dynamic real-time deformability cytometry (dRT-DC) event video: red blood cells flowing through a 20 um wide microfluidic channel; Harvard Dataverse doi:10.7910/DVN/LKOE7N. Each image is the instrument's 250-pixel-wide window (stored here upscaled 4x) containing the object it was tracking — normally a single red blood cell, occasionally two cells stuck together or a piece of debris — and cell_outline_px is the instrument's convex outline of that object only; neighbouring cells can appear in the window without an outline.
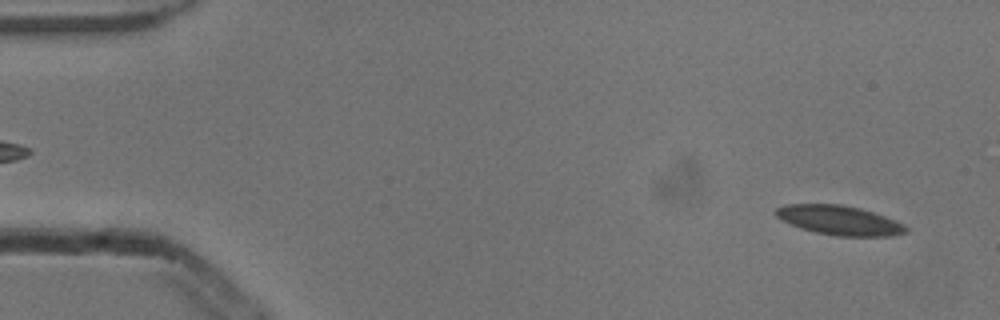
{"species": "common noctule bat (a hibernating species)", "species_latin": "Nyctalus noctula", "temperature_condition": "cold", "stored_images_in_passage": 55, "camera_frame_rate_fps": 3000, "um_per_image_px": 0.085, "animal": {"sex": "male", "body_mass_g": 13.3}, "frame": {"image": 1, "passage_image": 3, "time_ms": 0.667, "image_size_px": [1000, 320], "cell_outline_px": [[908, 232], [892, 236], [836, 236], [816, 232], [800, 228], [780, 220], [772, 212], [776, 208], [788, 204], [840, 204], [860, 208], [884, 216], [904, 224], [908, 228]], "centroid_in_image_um": [71.32, 18.72], "position_along_channel_um": 13.7, "area_um2": 22.37}}
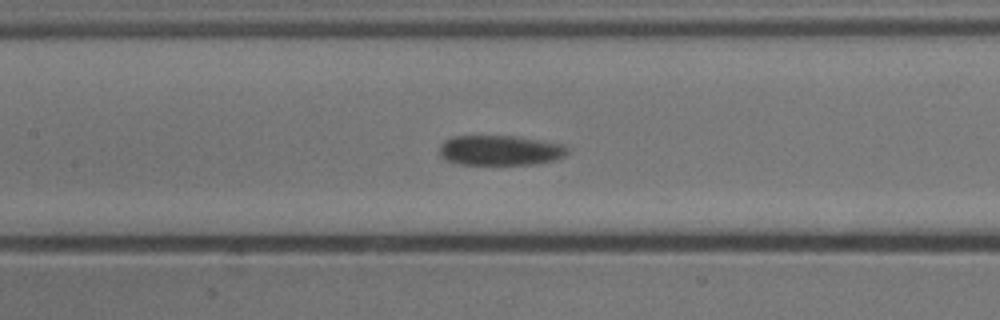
{"frame": {"image": 2, "passage_image": 25, "time_ms": 8.0, "image_size_px": [1000, 320], "cell_outline_px": [[568, 152], [564, 156], [552, 160], [536, 164], [460, 164], [444, 160], [440, 156], [440, 144], [444, 140], [452, 136], [512, 136], [564, 144], [568, 148]], "centroid_in_image_um": [42.47, 12.78], "position_along_channel_um": 164.9, "area_um2": 22.37}}
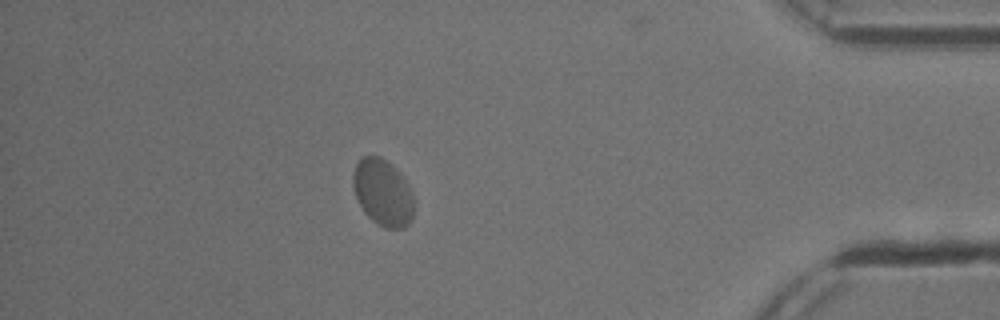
{"frame": {"image": 3, "passage_image": 48, "time_ms": 15.667, "image_size_px": [1000, 320], "cell_outline_px": [[416, 208], [408, 224], [404, 228], [384, 228], [376, 224], [364, 212], [356, 196], [352, 184], [352, 176], [356, 164], [360, 156], [380, 156], [396, 168], [400, 172], [412, 192], [416, 200]], "centroid_in_image_um": [32.56, 16.37], "position_along_channel_um": 402.6, "area_um2": 24.04}, "authors_computed_cell_mechanics": {"area_um2": 22.6576, "velocity_mm_per_s": 3.7127, "shape_relaxation_time_tau1_ms": 3.8453, "shape_relaxation_time_tau2_ms": null, "deformation_change_tau1": 0.0613, "deformation_change_tau2": null}}